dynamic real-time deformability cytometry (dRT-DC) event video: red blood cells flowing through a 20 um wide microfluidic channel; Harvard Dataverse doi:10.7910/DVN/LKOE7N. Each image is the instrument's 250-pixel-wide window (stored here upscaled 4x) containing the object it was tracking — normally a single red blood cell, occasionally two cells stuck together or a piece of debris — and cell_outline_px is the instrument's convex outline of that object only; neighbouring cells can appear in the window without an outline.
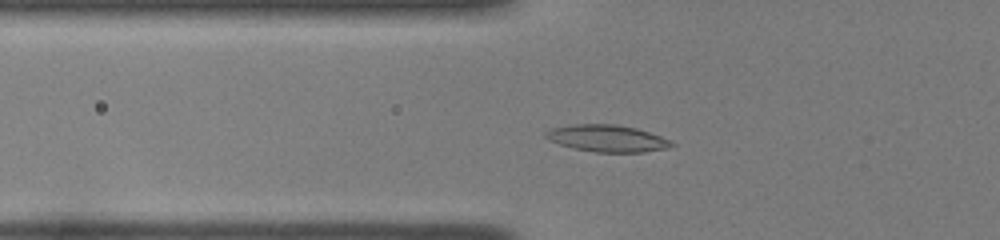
{"species": "common noctule bat (a hibernating species)", "species_latin": "Nyctalus noctula", "temperature_condition": "room temperature", "stored_images_in_passage": 49, "segment_of_instrument_passage": [1, 2], "camera_frame_rate_fps": 3000, "um_per_image_px": 0.085, "animal": {"sex": "female", "body_mass_g": 22.0, "forearm_length_mm": 56.7}, "frame": {"image": 1, "passage_image": 16, "time_ms": 5.0, "image_size_px": [1000, 240], "cell_outline_px": [[676, 144], [668, 148], [644, 152], [596, 152], [576, 148], [560, 144], [548, 140], [544, 136], [544, 132], [552, 128], [576, 124], [616, 124], [636, 128], [672, 140]], "centroid_in_image_um": [51.63, 11.76], "position_along_channel_um": 74.2, "area_um2": 19.65}}
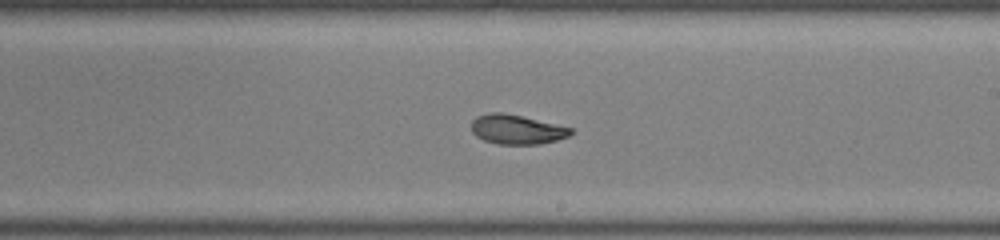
{"frame": {"image": 2, "passage_image": 29, "time_ms": 9.333, "image_size_px": [1000, 240], "cell_outline_px": [[572, 132], [568, 136], [556, 140], [540, 144], [496, 144], [484, 140], [476, 136], [472, 132], [472, 120], [476, 116], [488, 112], [504, 112], [572, 128]], "centroid_in_image_um": [43.88, 11.0], "position_along_channel_um": 245.1, "area_um2": 16.99}}
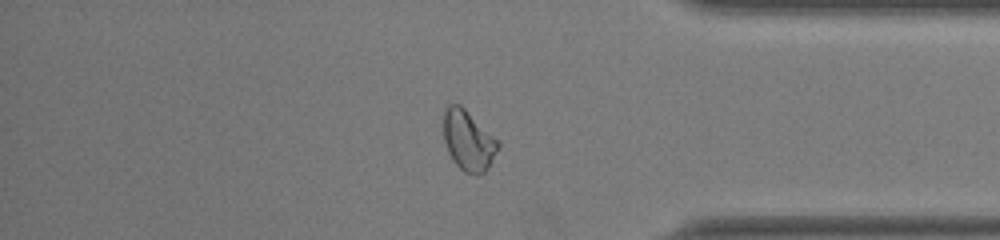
{"frame": {"image": 3, "passage_image": 41, "time_ms": 13.333, "image_size_px": [1000, 240], "cell_outline_px": [[500, 144], [488, 168], [484, 172], [476, 176], [464, 172], [452, 160], [448, 152], [444, 140], [444, 108], [448, 104], [460, 104], [500, 140]], "centroid_in_image_um": [39.82, 11.94], "position_along_channel_um": 395.4, "area_um2": 19.36}}